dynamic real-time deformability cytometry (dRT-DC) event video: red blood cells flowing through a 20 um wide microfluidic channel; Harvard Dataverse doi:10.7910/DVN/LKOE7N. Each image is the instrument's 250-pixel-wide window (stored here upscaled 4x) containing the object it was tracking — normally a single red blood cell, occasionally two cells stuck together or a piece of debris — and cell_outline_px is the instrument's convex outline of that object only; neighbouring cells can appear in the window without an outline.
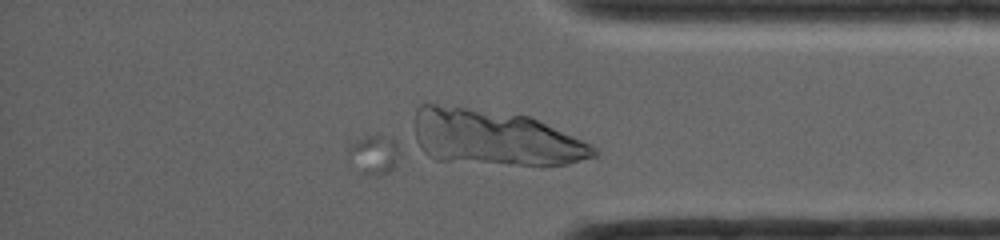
{"species": "common noctule bat (a hibernating species)", "species_latin": "Nyctalus noctula", "temperature_condition": "room temperature", "stored_images_in_passage": 42, "camera_frame_rate_fps": 4000, "um_per_image_px": 0.085, "animal": {"sex": "female", "body_mass_g": 19.0, "forearm_length_mm": 56.7}, "frame": {"image": 1, "passage_image": 42, "time_ms": 10.0, "image_size_px": [1000, 240], "cell_outline_px": [[400, 152], [396, 164], [388, 172], [376, 176], [364, 172], [348, 148], [356, 140], [368, 136], [392, 136], [396, 140]], "centroid_in_image_um": [31.94, 13.08], "position_along_channel_um": 403.3, "area_um2": 10.87}}